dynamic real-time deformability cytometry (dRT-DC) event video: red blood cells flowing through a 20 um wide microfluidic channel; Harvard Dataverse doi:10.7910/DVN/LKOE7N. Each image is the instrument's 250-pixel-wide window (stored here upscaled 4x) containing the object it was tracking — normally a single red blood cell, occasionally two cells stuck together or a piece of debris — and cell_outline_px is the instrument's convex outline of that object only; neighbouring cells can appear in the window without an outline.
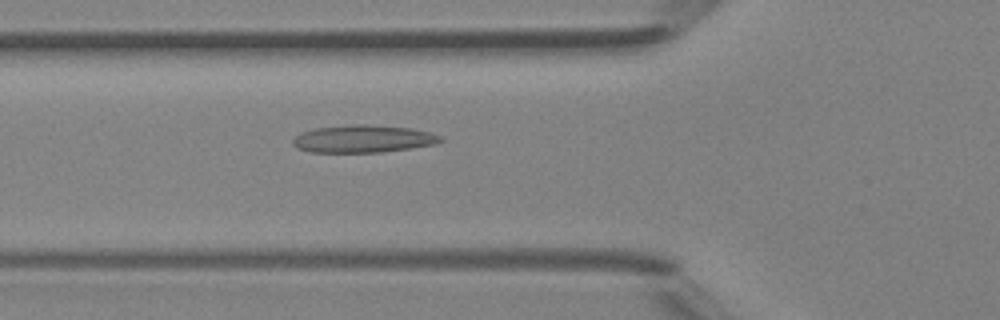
{"species": "Egyptian fruit bat (a non-hibernating species)", "species_latin": "Rousettus aegyptiacus", "temperature_condition": "room temperature", "stored_images_in_passage": 47, "camera_frame_rate_fps": 3000, "um_per_image_px": 0.085, "animal": {"sex": "female"}, "frame": {"image": 1, "passage_image": 17, "time_ms": 5.333, "image_size_px": [1000, 320], "cell_outline_px": [[444, 140], [436, 144], [380, 152], [312, 152], [296, 148], [292, 144], [292, 140], [300, 132], [316, 128], [352, 124], [364, 124], [412, 128], [444, 136]], "centroid_in_image_um": [30.87, 11.79], "position_along_channel_um": 94.9, "area_um2": 23.7}}
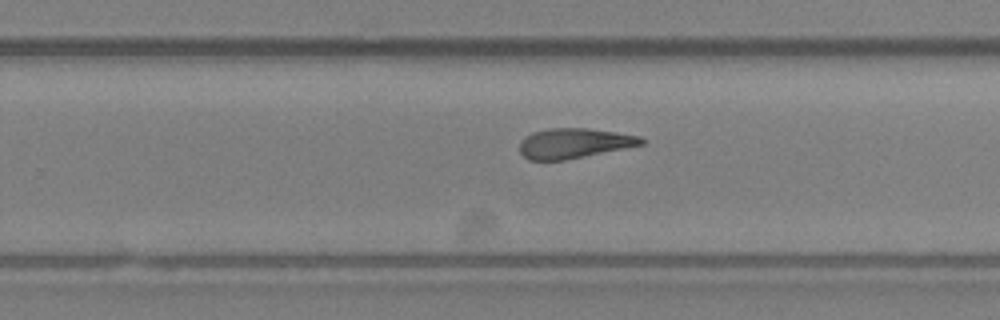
{"frame": {"image": 2, "passage_image": 30, "time_ms": 9.667, "image_size_px": [1000, 320], "cell_outline_px": [[648, 140], [644, 144], [564, 160], [528, 160], [520, 152], [520, 140], [524, 136], [532, 132], [548, 128], [588, 128], [616, 132], [640, 136]], "centroid_in_image_um": [48.78, 12.16], "position_along_channel_um": 281.0, "area_um2": 21.33}}
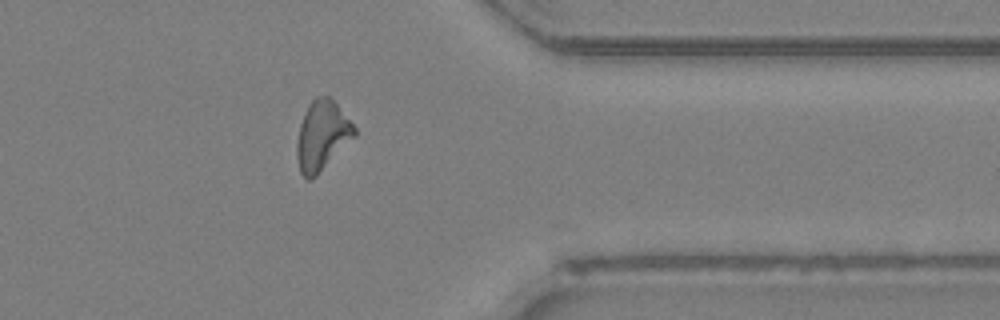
{"frame": {"image": 3, "passage_image": 38, "time_ms": 12.333, "image_size_px": [1000, 320], "cell_outline_px": [[356, 136], [312, 180], [308, 180], [300, 172], [296, 156], [296, 144], [300, 124], [304, 112], [308, 104], [316, 96], [328, 96], [336, 104], [356, 128]], "centroid_in_image_um": [27.36, 11.54], "position_along_channel_um": 384.0, "area_um2": 23.29}, "authors_computed_cell_mechanics": {"area_um2": 22.3686, "velocity_mm_per_s": 4.319, "shape_relaxation_time_tau1_ms": null, "shape_relaxation_time_tau2_ms": 1.9771, "deformation_change_tau1": null, "deformation_change_tau2": 0.1098}}